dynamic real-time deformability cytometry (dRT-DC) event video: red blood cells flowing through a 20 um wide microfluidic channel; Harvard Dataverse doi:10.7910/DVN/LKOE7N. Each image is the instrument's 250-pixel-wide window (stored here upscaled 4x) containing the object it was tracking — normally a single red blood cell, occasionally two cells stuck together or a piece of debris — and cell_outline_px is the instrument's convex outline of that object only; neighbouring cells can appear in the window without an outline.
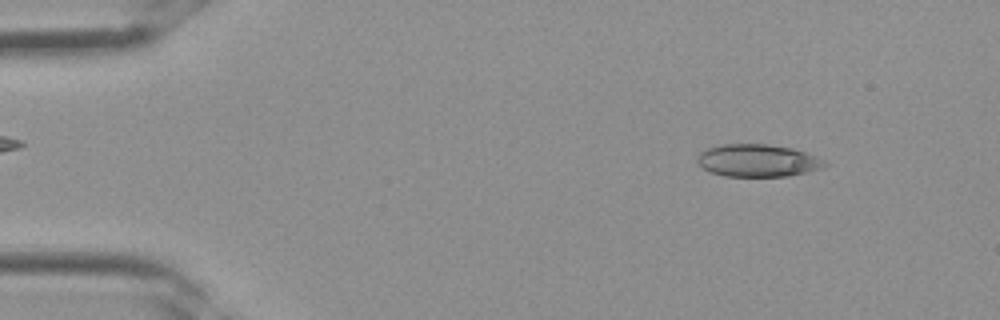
{"species": "Egyptian fruit bat (a non-hibernating species)", "species_latin": "Rousettus aegyptiacus", "temperature_condition": "room temperature", "stored_images_in_passage": 34, "camera_frame_rate_fps": 3000, "um_per_image_px": 0.085, "frame": {"image": 1, "passage_image": 4, "time_ms": 1.0, "image_size_px": [1000, 320], "cell_outline_px": [[828, 164], [820, 168], [788, 176], [724, 176], [708, 172], [696, 160], [696, 156], [704, 148], [720, 144], [768, 144], [792, 148], [804, 152], [824, 160]], "centroid_in_image_um": [64.32, 13.64], "position_along_channel_um": 20.7, "area_um2": 24.1}}
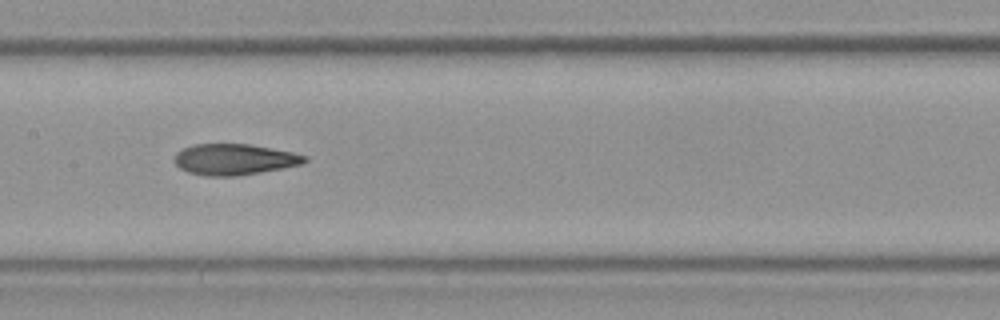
{"frame": {"image": 2, "passage_image": 17, "time_ms": 5.333, "image_size_px": [1000, 320], "cell_outline_px": [[308, 160], [304, 164], [284, 168], [236, 176], [204, 176], [188, 172], [180, 168], [172, 160], [176, 152], [192, 144], [252, 144], [292, 152], [308, 156]], "centroid_in_image_um": [19.92, 13.55], "position_along_channel_um": 187.5, "area_um2": 23.81}}
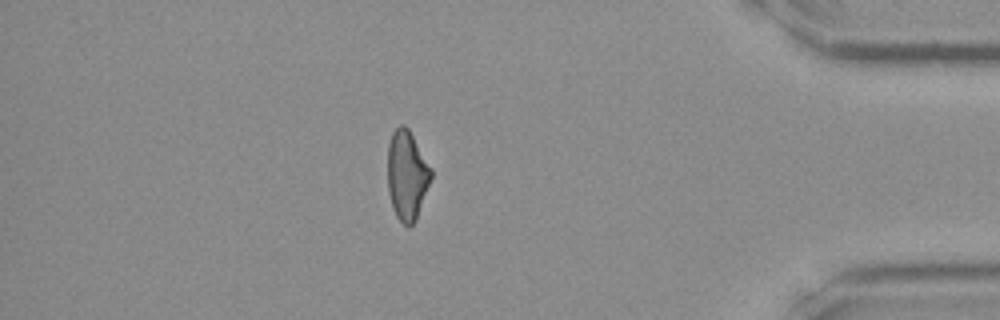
{"frame": {"image": 3, "passage_image": 30, "time_ms": 9.667, "image_size_px": [1000, 320], "cell_outline_px": [[432, 176], [416, 220], [412, 224], [404, 224], [396, 216], [392, 208], [388, 192], [388, 144], [392, 132], [400, 124], [404, 124], [408, 128], [432, 168]], "centroid_in_image_um": [34.59, 14.87], "position_along_channel_um": 400.6, "area_um2": 22.6}}